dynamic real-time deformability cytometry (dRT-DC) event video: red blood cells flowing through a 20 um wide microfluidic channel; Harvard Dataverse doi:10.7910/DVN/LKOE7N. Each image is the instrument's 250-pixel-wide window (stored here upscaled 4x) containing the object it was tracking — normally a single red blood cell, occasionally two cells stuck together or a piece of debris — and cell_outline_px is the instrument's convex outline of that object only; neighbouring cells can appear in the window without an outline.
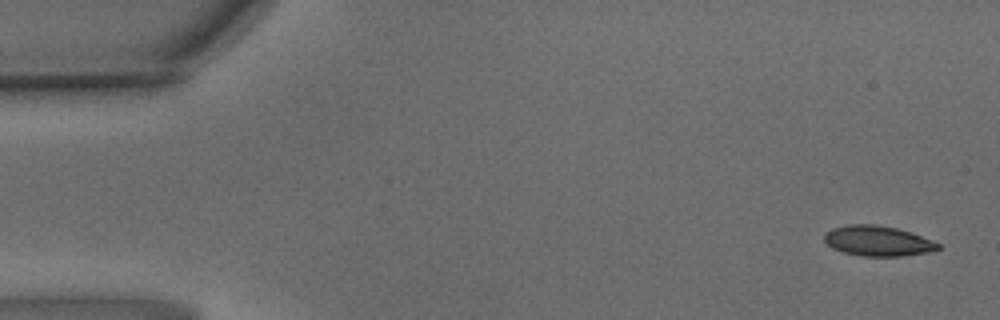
{"species": "common noctule bat (a hibernating species)", "species_latin": "Nyctalus noctula", "temperature_condition": "warm", "stored_images_in_passage": 18, "camera_frame_rate_fps": 3000, "um_per_image_px": 0.085, "animal": {"sex": "male", "body_mass_g": 15.6}, "frame": {"image": 1, "passage_image": 3, "time_ms": 0.667, "image_size_px": [1000, 320], "cell_outline_px": [[940, 248], [932, 252], [900, 256], [860, 256], [844, 252], [832, 248], [824, 240], [824, 232], [832, 228], [848, 224], [872, 224], [896, 228], [932, 240], [940, 244]], "centroid_in_image_um": [74.59, 20.48], "position_along_channel_um": 10.4, "area_um2": 20.0}}